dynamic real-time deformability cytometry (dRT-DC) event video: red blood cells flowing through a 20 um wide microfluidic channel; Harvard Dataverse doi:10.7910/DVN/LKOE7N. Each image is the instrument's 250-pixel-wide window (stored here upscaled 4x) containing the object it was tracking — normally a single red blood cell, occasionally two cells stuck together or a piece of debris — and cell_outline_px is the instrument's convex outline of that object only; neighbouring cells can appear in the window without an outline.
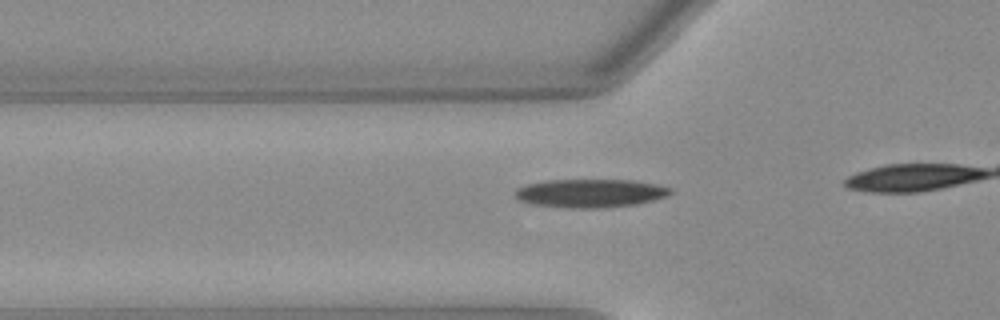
{"species": "Egyptian fruit bat (a non-hibernating species)", "species_latin": "Rousettus aegyptiacus", "temperature_condition": "warm", "stored_images_in_passage": 13, "camera_frame_rate_fps": 3000, "um_per_image_px": 0.085, "animal": {"sex": "female"}, "frame": {"image": 1, "passage_image": 8, "time_ms": 2.333, "image_size_px": [1000, 320], "cell_outline_px": [[672, 192], [664, 196], [652, 200], [636, 204], [600, 208], [568, 208], [536, 204], [520, 200], [512, 192], [516, 188], [528, 184], [548, 180], [632, 180], [656, 184], [672, 188]], "centroid_in_image_um": [50.16, 16.42], "position_along_channel_um": 75.6, "area_um2": 25.49}}
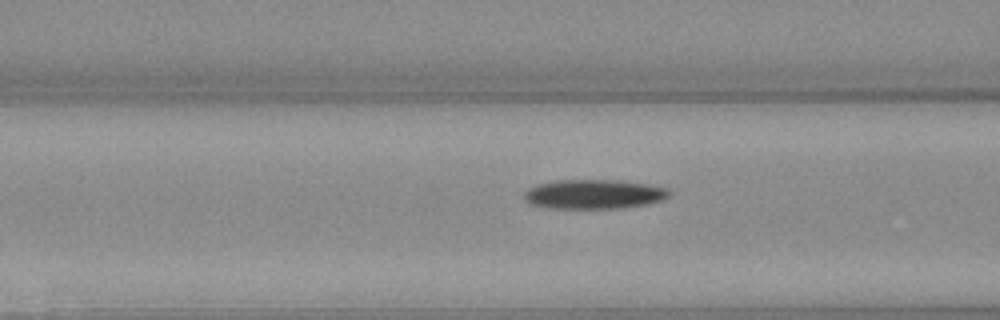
{"frame": {"image": 2, "passage_image": 11, "time_ms": 3.333, "image_size_px": [1000, 320], "cell_outline_px": [[668, 196], [660, 200], [644, 204], [620, 208], [552, 208], [532, 204], [524, 200], [524, 192], [528, 188], [536, 184], [556, 180], [620, 180], [648, 184], [668, 188]], "centroid_in_image_um": [50.43, 16.49], "position_along_channel_um": 116.2, "area_um2": 24.68}}